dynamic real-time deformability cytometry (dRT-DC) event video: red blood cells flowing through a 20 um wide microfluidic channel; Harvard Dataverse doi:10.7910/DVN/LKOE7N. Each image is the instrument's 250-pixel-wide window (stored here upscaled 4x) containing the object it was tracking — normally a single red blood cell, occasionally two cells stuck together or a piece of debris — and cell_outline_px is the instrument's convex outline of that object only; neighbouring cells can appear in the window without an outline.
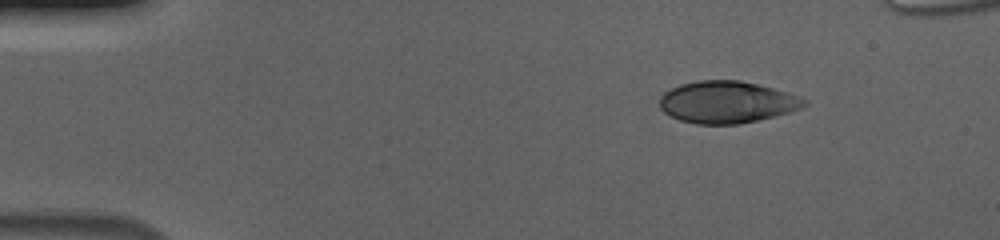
{"species": "human", "species_latin": "Homo sapiens", "temperature_condition": "cold", "stored_images_in_passage": 49, "camera_frame_rate_fps": 3000, "um_per_image_px": 0.085, "donor": {"sex": "male"}, "frame": {"image": 1, "passage_image": 1, "time_ms": 0.0, "image_size_px": [1000, 240], "cell_outline_px": [[808, 104], [800, 108], [788, 112], [740, 124], [696, 124], [680, 120], [664, 112], [660, 108], [660, 96], [664, 92], [680, 84], [700, 80], [740, 80], [772, 88], [800, 96], [808, 100]], "centroid_in_image_um": [61.78, 8.67], "position_along_channel_um": 23.2, "area_um2": 35.14}}
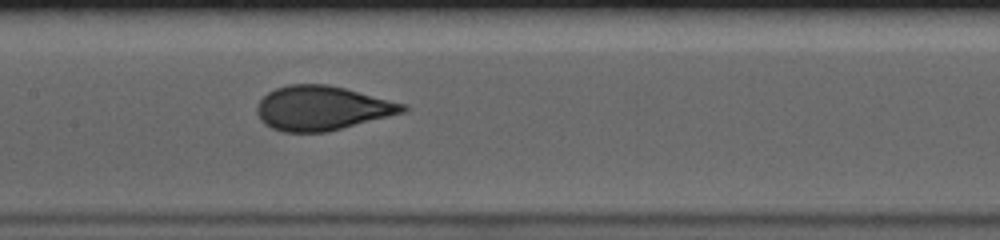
{"frame": {"image": 2, "passage_image": 21, "time_ms": 6.667, "image_size_px": [1000, 240], "cell_outline_px": [[408, 108], [404, 112], [324, 132], [284, 132], [272, 128], [264, 124], [260, 120], [256, 112], [256, 104], [268, 92], [276, 88], [288, 84], [324, 84], [344, 88], [404, 104]], "centroid_in_image_um": [27.29, 9.19], "position_along_channel_um": 180.1, "area_um2": 37.17}}
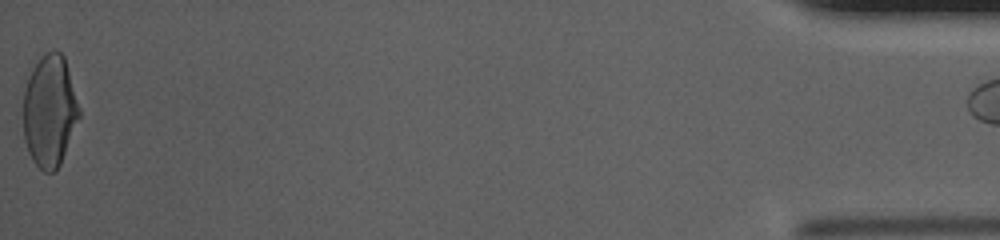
{"frame": {"image": 3, "passage_image": 49, "time_ms": 16.0, "image_size_px": [1000, 240], "cell_outline_px": [[80, 116], [60, 164], [56, 172], [44, 172], [32, 160], [28, 152], [24, 140], [20, 112], [24, 88], [28, 76], [32, 68], [40, 56], [48, 52], [60, 52], [64, 56], [80, 108]], "centroid_in_image_um": [4.17, 9.45], "position_along_channel_um": 431.0, "area_um2": 37.17}, "authors_computed_cell_mechanics": {"area_um2": 37.1654, "velocity_mm_per_s": 3.7035, "shape_relaxation_time_tau1_ms": 6.2682, "shape_relaxation_time_tau2_ms": null, "deformation_change_tau1": 0.2027, "deformation_change_tau2": null}}